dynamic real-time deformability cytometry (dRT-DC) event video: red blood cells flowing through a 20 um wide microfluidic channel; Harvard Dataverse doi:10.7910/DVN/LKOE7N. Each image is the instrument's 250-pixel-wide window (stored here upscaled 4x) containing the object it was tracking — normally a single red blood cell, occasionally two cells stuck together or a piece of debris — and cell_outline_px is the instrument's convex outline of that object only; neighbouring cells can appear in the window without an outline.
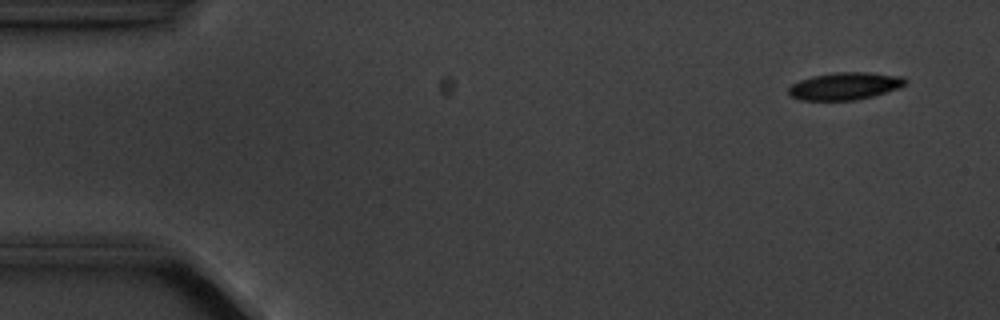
{"species": "common noctule bat (a hibernating species)", "species_latin": "Nyctalus noctula", "temperature_condition": "cold", "stored_images_in_passage": 5, "camera_frame_rate_fps": 3000, "um_per_image_px": 0.085, "animal": {"sex": "male", "body_mass_g": 20.1, "forearm_length_mm": 53.5}, "frame": {"image": 1, "passage_image": 1, "time_ms": 0.0, "image_size_px": [1000, 320], "cell_outline_px": [[908, 80], [900, 88], [872, 96], [856, 100], [800, 100], [792, 96], [788, 92], [788, 88], [792, 84], [800, 80], [812, 76], [836, 72], [868, 72], [904, 76]], "centroid_in_image_um": [71.84, 7.31], "position_along_channel_um": 13.2, "area_um2": 18.67}}